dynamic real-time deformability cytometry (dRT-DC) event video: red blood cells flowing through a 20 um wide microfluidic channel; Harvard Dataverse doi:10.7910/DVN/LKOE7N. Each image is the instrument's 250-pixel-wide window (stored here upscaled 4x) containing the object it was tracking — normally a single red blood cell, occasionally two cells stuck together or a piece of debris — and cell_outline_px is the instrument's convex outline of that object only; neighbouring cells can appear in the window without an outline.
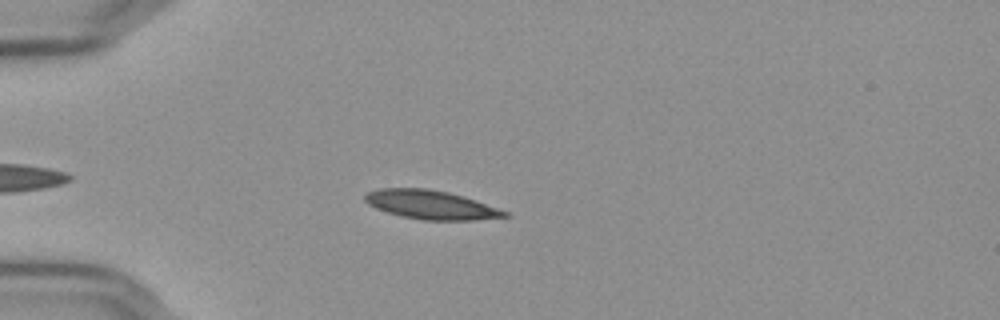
{"species": "Egyptian fruit bat (a non-hibernating species)", "species_latin": "Rousettus aegyptiacus", "temperature_condition": "cold", "stored_images_in_passage": 49, "camera_frame_rate_fps": 3000, "um_per_image_px": 0.085, "frame": {"image": 1, "passage_image": 8, "time_ms": 2.333, "image_size_px": [1000, 320], "cell_outline_px": [[512, 216], [476, 220], [424, 220], [400, 216], [376, 208], [368, 204], [364, 200], [364, 196], [368, 192], [380, 188], [428, 188], [448, 192], [476, 200], [508, 212]], "centroid_in_image_um": [36.63, 17.41], "position_along_channel_um": 48.4, "area_um2": 23.47}}
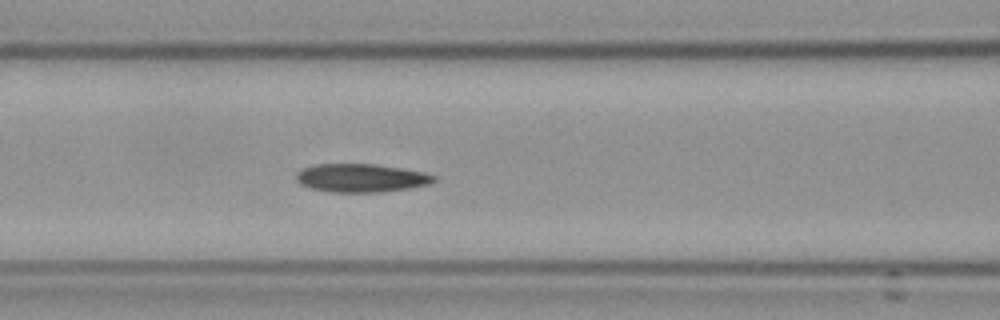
{"frame": {"image": 2, "passage_image": 17, "time_ms": 5.333, "image_size_px": [1000, 320], "cell_outline_px": [[436, 180], [428, 184], [408, 188], [380, 192], [328, 192], [308, 188], [300, 184], [296, 180], [296, 172], [300, 168], [312, 164], [376, 164], [424, 172], [436, 176]], "centroid_in_image_um": [30.62, 15.12], "position_along_channel_um": 136.0, "area_um2": 22.95}}
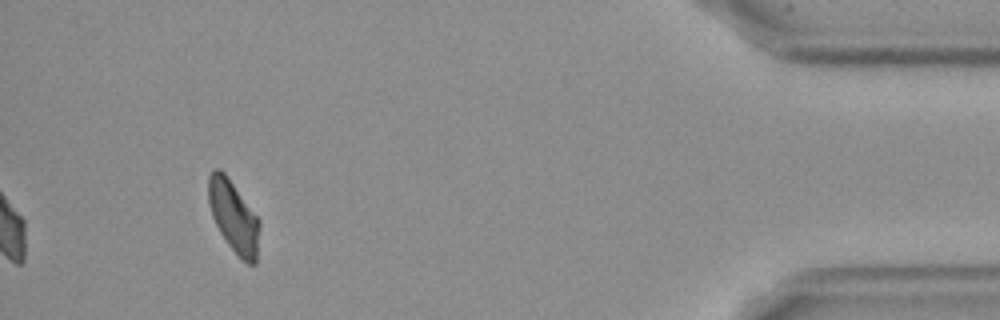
{"frame": {"image": 3, "passage_image": 45, "time_ms": 14.667, "image_size_px": [1000, 320], "cell_outline_px": [[260, 228], [256, 264], [248, 264], [240, 260], [228, 244], [220, 232], [212, 216], [208, 204], [208, 176], [216, 168], [220, 168], [224, 172], [260, 220]], "centroid_in_image_um": [19.86, 18.44], "position_along_channel_um": 415.3, "area_um2": 21.44}}